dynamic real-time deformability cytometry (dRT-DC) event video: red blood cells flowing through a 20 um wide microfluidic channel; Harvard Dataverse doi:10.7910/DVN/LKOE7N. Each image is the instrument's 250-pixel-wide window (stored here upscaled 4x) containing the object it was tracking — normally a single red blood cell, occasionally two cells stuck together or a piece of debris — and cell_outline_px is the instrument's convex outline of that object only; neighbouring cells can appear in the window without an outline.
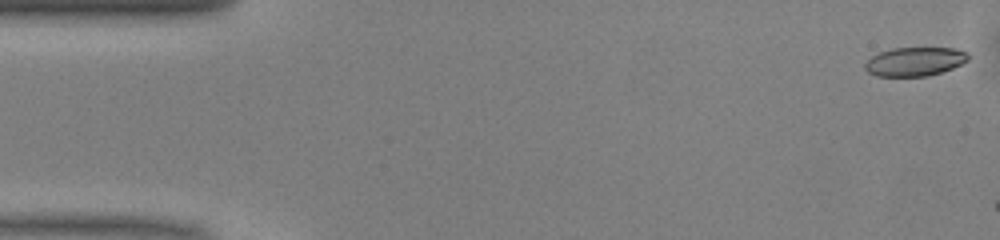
{"species": "common noctule bat (a hibernating species)", "species_latin": "Nyctalus noctula", "temperature_condition": "warm", "stored_images_in_passage": 6, "camera_frame_rate_fps": 3000, "um_per_image_px": 0.085, "animal": {"sex": "male", "body_mass_g": 13.0, "forearm_length_mm": 53.1}, "frame": {"image": 1, "passage_image": 1, "time_ms": 0.0, "image_size_px": [1000, 240], "cell_outline_px": [[968, 60], [952, 68], [928, 76], [876, 76], [868, 72], [864, 68], [864, 64], [872, 56], [880, 52], [892, 48], [956, 48], [968, 52]], "centroid_in_image_um": [77.75, 5.23], "position_along_channel_um": 7.3, "area_um2": 17.28}}